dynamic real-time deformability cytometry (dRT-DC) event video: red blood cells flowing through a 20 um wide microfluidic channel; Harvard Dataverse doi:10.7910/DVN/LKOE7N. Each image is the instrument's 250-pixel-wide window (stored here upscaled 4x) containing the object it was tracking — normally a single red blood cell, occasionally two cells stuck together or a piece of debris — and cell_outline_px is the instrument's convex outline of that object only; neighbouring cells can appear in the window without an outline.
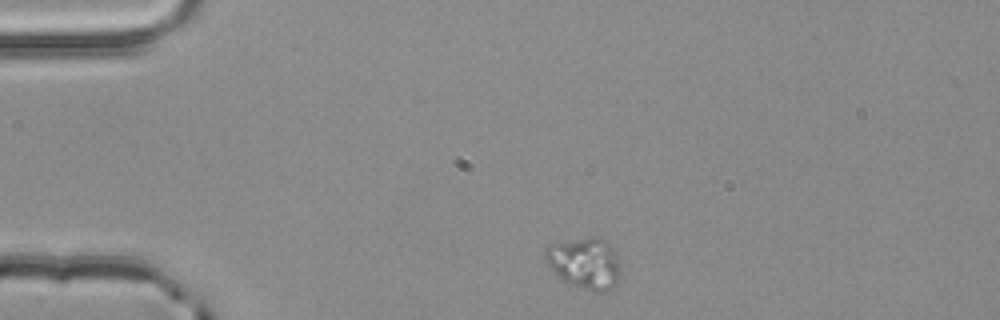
{"species": "common noctule bat (a hibernating species)", "species_latin": "Nyctalus noctula", "temperature_condition": "room temperature", "stored_images_in_passage": 2, "camera_frame_rate_fps": 3000, "um_per_image_px": 0.085, "animal": {"sex": "male", "body_mass_g": 20.4}, "frame": {"image": 1, "passage_image": 1, "time_ms": 0.0, "image_size_px": [1000, 320], "cell_outline_px": [[620, 272], [616, 284], [612, 288], [604, 292], [596, 292], [560, 280], [556, 276], [548, 264], [544, 256], [544, 248], [552, 244], [592, 236], [596, 236], [604, 240], [612, 248], [616, 256], [620, 268]], "centroid_in_image_um": [49.68, 22.37], "position_along_channel_um": 35.3, "area_um2": 22.37}}